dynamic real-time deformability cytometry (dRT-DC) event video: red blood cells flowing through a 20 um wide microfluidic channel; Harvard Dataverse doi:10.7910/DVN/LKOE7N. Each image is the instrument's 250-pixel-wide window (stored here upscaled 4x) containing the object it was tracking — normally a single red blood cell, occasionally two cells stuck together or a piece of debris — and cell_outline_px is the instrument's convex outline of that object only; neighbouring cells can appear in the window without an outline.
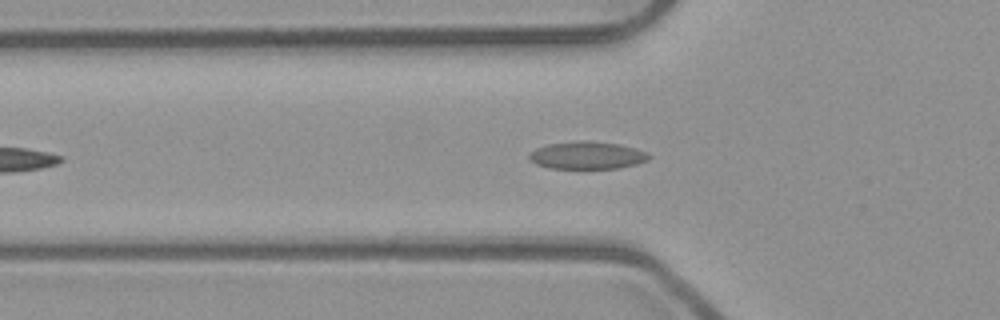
{"species": "common noctule bat (a hibernating species)", "species_latin": "Nyctalus noctula", "temperature_condition": "room temperature", "stored_images_in_passage": 39, "camera_frame_rate_fps": 3000, "um_per_image_px": 0.085, "animal": {"sex": "male", "body_mass_g": 23.1, "forearm_length_mm": 52.7}, "frame": {"image": 1, "passage_image": 7, "time_ms": 2.0, "image_size_px": [1000, 320], "cell_outline_px": [[652, 156], [648, 160], [636, 164], [620, 168], [552, 168], [536, 164], [528, 156], [536, 148], [548, 144], [580, 140], [588, 140], [620, 144], [636, 148], [648, 152]], "centroid_in_image_um": [49.97, 13.19], "position_along_channel_um": 75.8, "area_um2": 19.25}}
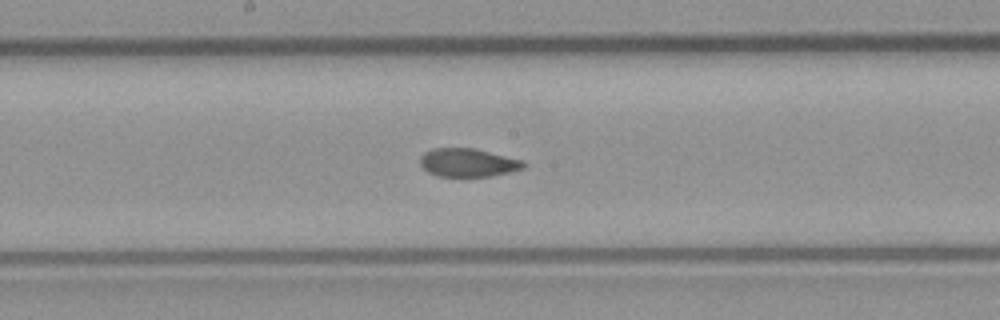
{"frame": {"image": 2, "passage_image": 17, "time_ms": 5.333, "image_size_px": [1000, 320], "cell_outline_px": [[528, 164], [524, 168], [492, 176], [440, 176], [428, 172], [420, 164], [420, 156], [424, 152], [432, 148], [476, 148], [524, 160]], "centroid_in_image_um": [39.81, 13.81], "position_along_channel_um": 208.4, "area_um2": 17.22}}
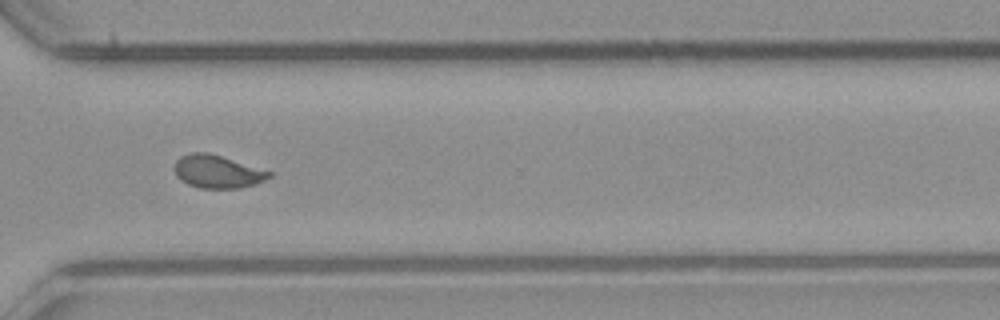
{"frame": {"image": 3, "passage_image": 28, "time_ms": 9.0, "image_size_px": [1000, 320], "cell_outline_px": [[272, 176], [256, 184], [240, 188], [200, 188], [188, 184], [180, 180], [176, 176], [176, 160], [180, 156], [192, 152], [208, 152], [272, 172]], "centroid_in_image_um": [18.48, 14.59], "position_along_channel_um": 352.1, "area_um2": 18.03}, "authors_computed_cell_mechanics": {"area_um2": 17.6868, "velocity_mm_per_s": 3.9332, "shape_relaxation_time_tau1_ms": null, "shape_relaxation_time_tau2_ms": 1.2987, "deformation_change_tau1": null, "deformation_change_tau2": 0.0555}}